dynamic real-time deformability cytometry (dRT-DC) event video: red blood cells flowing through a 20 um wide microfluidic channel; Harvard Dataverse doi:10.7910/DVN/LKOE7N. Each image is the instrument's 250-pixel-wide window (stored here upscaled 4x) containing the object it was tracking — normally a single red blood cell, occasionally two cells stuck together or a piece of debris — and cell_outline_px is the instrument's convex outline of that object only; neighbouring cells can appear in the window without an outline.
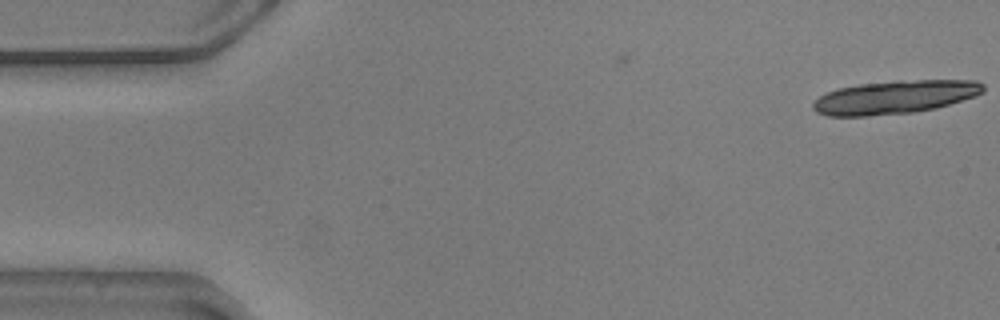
{"species": "common noctule bat (a hibernating species)", "species_latin": "Nyctalus noctula", "temperature_condition": "warm", "stored_images_in_passage": 8, "camera_frame_rate_fps": 3000, "um_per_image_px": 0.085, "animal": {"sex": "male", "body_mass_g": 20.5, "forearm_length_mm": 52.5}, "frame": {"image": 1, "passage_image": 1, "time_ms": 0.0, "image_size_px": [1000, 320], "cell_outline_px": [[984, 92], [976, 96], [948, 104], [932, 108], [912, 112], [868, 116], [828, 116], [816, 112], [812, 108], [812, 104], [820, 96], [836, 88], [860, 84], [896, 80], [976, 80], [984, 84]], "centroid_in_image_um": [76.05, 8.24], "position_along_channel_um": 8.9, "area_um2": 33.0}}